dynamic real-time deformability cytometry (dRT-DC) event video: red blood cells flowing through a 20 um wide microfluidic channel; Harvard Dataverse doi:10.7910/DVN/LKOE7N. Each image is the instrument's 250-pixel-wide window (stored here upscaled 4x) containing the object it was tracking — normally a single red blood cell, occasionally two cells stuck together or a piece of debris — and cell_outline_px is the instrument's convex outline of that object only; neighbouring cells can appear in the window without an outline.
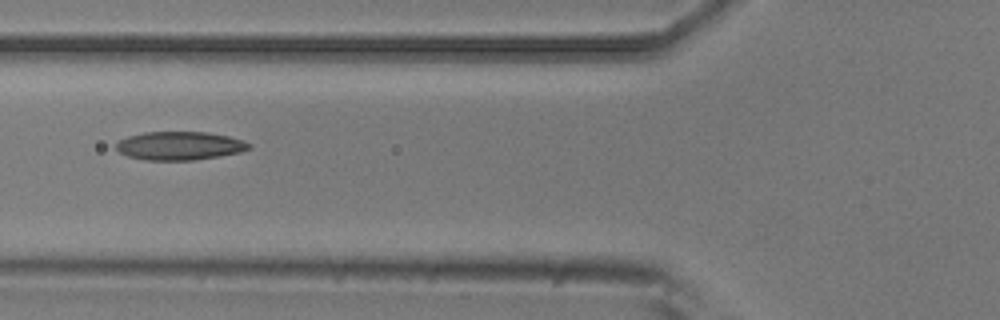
{"species": "common noctule bat (a hibernating species)", "species_latin": "Nyctalus noctula", "temperature_condition": "room temperature", "stored_images_in_passage": 9, "camera_frame_rate_fps": 3000, "um_per_image_px": 0.085, "animal": {"sex": "male", "body_mass_g": 20.5, "forearm_length_mm": 52.5}, "frame": {"image": 1, "passage_image": 6, "time_ms": 1.667, "image_size_px": [1000, 320], "cell_outline_px": [[252, 148], [240, 152], [220, 156], [192, 160], [144, 160], [128, 156], [120, 152], [116, 148], [116, 144], [120, 140], [128, 136], [144, 132], [208, 132], [228, 136], [244, 140], [252, 144]], "centroid_in_image_um": [15.31, 12.39], "position_along_channel_um": 110.5, "area_um2": 22.08}}
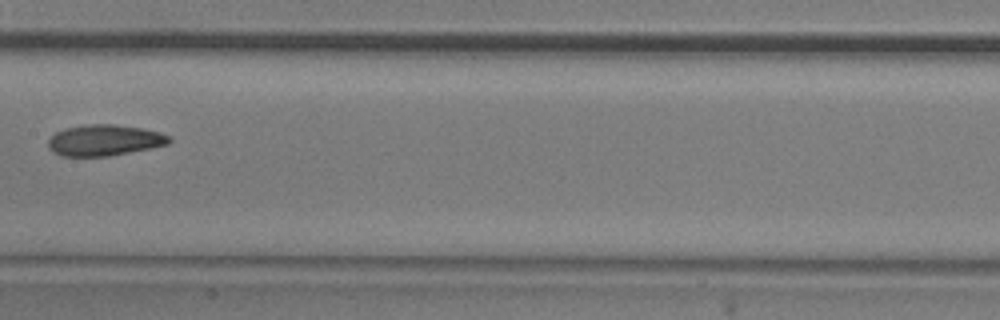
{"frame": {"image": 2, "passage_image": 8, "time_ms": 2.333, "image_size_px": [1000, 320], "cell_outline_px": [[172, 140], [168, 144], [152, 148], [108, 156], [60, 156], [52, 152], [48, 148], [48, 140], [56, 132], [64, 128], [88, 124], [112, 124], [140, 128], [160, 132], [172, 136]], "centroid_in_image_um": [8.88, 11.92], "position_along_channel_um": 198.5, "area_um2": 22.02}}
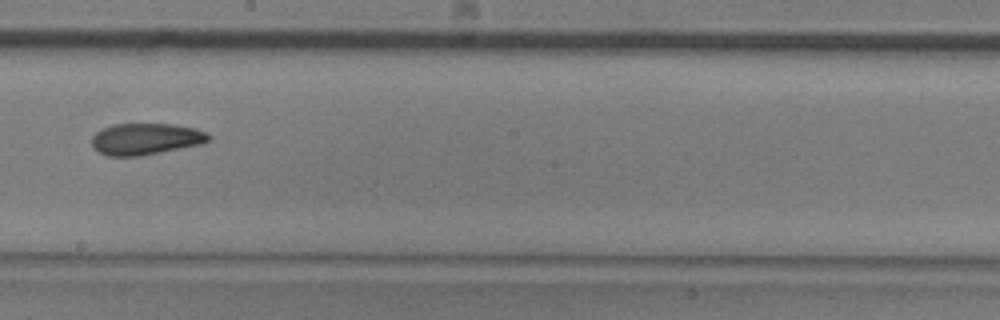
{"frame": {"image": 3, "passage_image": 9, "time_ms": 2.667, "image_size_px": [1000, 320], "cell_outline_px": [[212, 136], [208, 140], [200, 144], [140, 156], [108, 156], [100, 152], [92, 144], [92, 136], [100, 128], [112, 124], [176, 124], [196, 128], [208, 132]], "centroid_in_image_um": [12.4, 11.79], "position_along_channel_um": 235.8, "area_um2": 21.5}}